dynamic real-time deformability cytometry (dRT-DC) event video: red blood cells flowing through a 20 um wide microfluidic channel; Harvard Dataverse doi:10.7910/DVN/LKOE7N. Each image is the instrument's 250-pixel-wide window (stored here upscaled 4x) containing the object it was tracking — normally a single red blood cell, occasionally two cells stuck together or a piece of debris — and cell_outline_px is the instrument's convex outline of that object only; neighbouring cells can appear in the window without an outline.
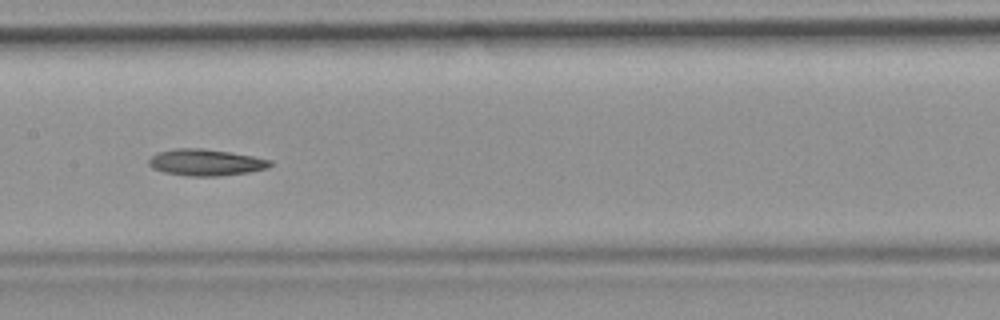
{"species": "common noctule bat (a hibernating species)", "species_latin": "Nyctalus noctula", "temperature_condition": "room temperature", "stored_images_in_passage": 38, "camera_frame_rate_fps": 3000, "um_per_image_px": 0.085, "animal": {"sex": "female", "body_mass_g": 19.9}, "frame": {"image": 1, "passage_image": 12, "time_ms": 3.667, "image_size_px": [1000, 320], "cell_outline_px": [[272, 164], [268, 168], [248, 172], [220, 176], [188, 176], [164, 172], [152, 168], [148, 164], [148, 160], [156, 152], [176, 148], [204, 148], [232, 152], [272, 160]], "centroid_in_image_um": [17.48, 13.8], "position_along_channel_um": 189.9, "area_um2": 18.9}}
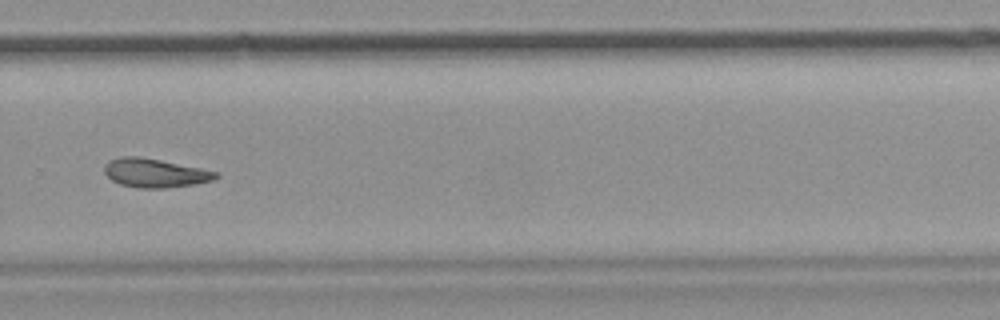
{"frame": {"image": 2, "passage_image": 22, "time_ms": 7.0, "image_size_px": [1000, 320], "cell_outline_px": [[220, 176], [212, 180], [196, 184], [164, 188], [136, 188], [120, 184], [112, 180], [104, 172], [104, 164], [108, 160], [120, 156], [136, 156], [160, 160], [220, 172]], "centroid_in_image_um": [13.16, 14.7], "position_along_channel_um": 316.6, "area_um2": 18.79}}